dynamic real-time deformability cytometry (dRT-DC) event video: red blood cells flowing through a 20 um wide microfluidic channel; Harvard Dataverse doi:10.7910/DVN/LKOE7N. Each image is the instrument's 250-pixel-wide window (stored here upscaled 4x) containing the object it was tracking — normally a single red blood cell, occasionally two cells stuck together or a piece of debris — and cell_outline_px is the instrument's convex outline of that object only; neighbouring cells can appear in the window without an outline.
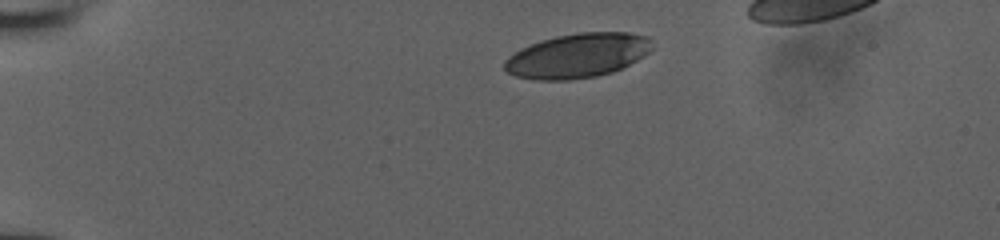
{"species": "human", "species_latin": "Homo sapiens", "temperature_condition": "room temperature", "stored_images_in_passage": 19, "camera_frame_rate_fps": 3000, "um_per_image_px": 0.085, "donor": {"sex": "male"}, "frame": {"image": 1, "passage_image": 1, "time_ms": 0.0, "image_size_px": [1000, 240], "cell_outline_px": [[652, 48], [644, 56], [612, 72], [596, 76], [568, 80], [536, 80], [516, 76], [508, 72], [504, 68], [504, 60], [508, 56], [520, 48], [540, 40], [556, 36], [580, 32], [628, 32], [648, 36]], "centroid_in_image_um": [49.06, 4.72], "position_along_channel_um": 35.9, "area_um2": 38.15}}
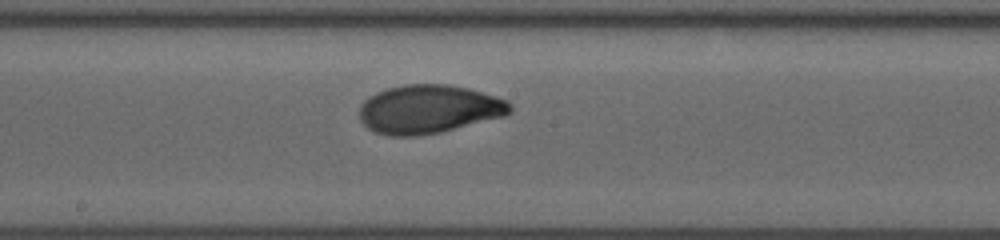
{"frame": {"image": 2, "passage_image": 12, "time_ms": 3.667, "image_size_px": [1000, 240], "cell_outline_px": [[512, 112], [504, 116], [440, 132], [416, 136], [388, 136], [376, 132], [368, 128], [360, 120], [360, 104], [368, 96], [376, 92], [388, 88], [404, 84], [448, 84], [468, 88], [496, 96], [508, 100], [512, 104]], "centroid_in_image_um": [36.45, 9.27], "position_along_channel_um": 211.8, "area_um2": 42.83}}
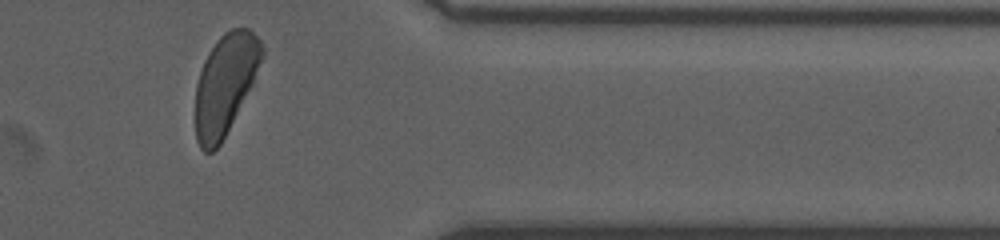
{"frame": {"image": 3, "passage_image": 19, "time_ms": 6.0, "image_size_px": [1000, 240], "cell_outline_px": [[264, 56], [252, 84], [220, 144], [212, 152], [204, 152], [200, 148], [196, 140], [196, 84], [204, 60], [208, 52], [216, 40], [224, 32], [232, 28], [248, 28], [260, 40], [264, 48]], "centroid_in_image_um": [19.14, 7.13], "position_along_channel_um": 392.3, "area_um2": 38.55}}